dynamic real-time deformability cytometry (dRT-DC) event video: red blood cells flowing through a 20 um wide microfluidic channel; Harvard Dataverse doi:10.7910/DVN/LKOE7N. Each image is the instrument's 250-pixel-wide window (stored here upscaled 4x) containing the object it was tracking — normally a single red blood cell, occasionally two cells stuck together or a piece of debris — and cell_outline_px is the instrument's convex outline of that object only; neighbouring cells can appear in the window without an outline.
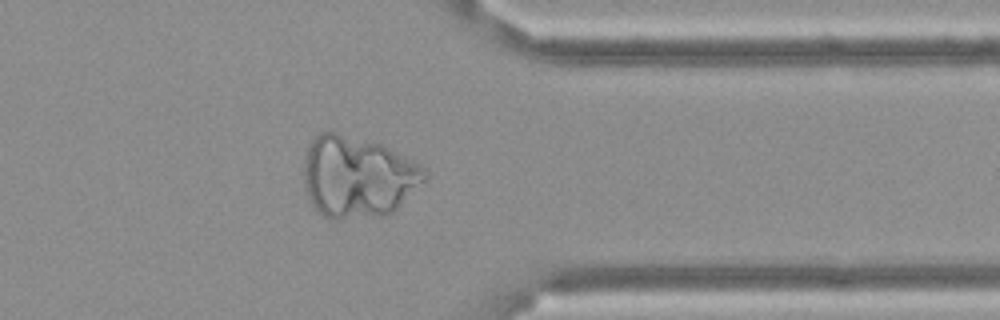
{"species": "Egyptian fruit bat (a non-hibernating species)", "species_latin": "Rousettus aegyptiacus", "temperature_condition": "cold", "stored_images_in_passage": 12, "camera_frame_rate_fps": 3000, "um_per_image_px": 0.085, "frame": {"image": 1, "passage_image": 12, "time_ms": 3.667, "image_size_px": [1000, 320], "cell_outline_px": [[428, 176], [392, 212], [384, 216], [336, 220], [332, 220], [324, 216], [312, 204], [308, 196], [304, 180], [304, 156], [308, 144], [320, 132], [336, 132], [380, 144], [428, 168]], "centroid_in_image_um": [30.39, 15.03], "position_along_channel_um": 381.0, "area_um2": 57.28}}